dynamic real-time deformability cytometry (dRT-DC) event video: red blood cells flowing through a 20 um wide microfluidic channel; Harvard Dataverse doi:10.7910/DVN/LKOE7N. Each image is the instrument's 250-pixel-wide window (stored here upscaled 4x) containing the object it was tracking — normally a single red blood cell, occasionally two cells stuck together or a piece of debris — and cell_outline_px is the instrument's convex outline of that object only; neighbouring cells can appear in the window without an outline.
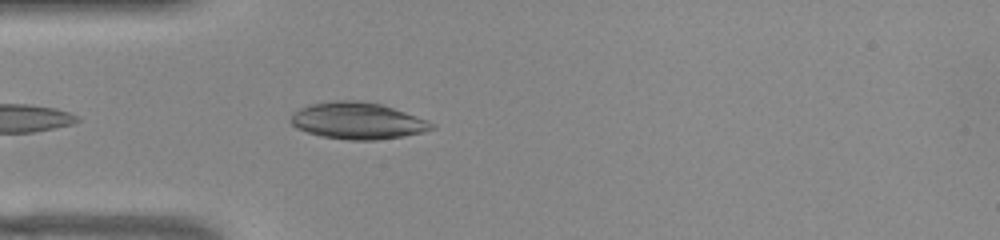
{"species": "common noctule bat (a hibernating species)", "species_latin": "Nyctalus noctula", "temperature_condition": "warm", "stored_images_in_passage": 15, "camera_frame_rate_fps": 3000, "um_per_image_px": 0.085, "animal": {"sex": "female", "body_mass_g": 22.0, "forearm_length_mm": 56.7}, "frame": {"image": 1, "passage_image": 3, "time_ms": 0.667, "image_size_px": [1000, 240], "cell_outline_px": [[436, 128], [424, 132], [404, 136], [376, 140], [348, 140], [320, 136], [296, 128], [288, 120], [292, 112], [300, 108], [312, 104], [336, 100], [360, 100], [380, 104], [428, 120], [436, 124]], "centroid_in_image_um": [30.39, 10.27], "position_along_channel_um": 54.6, "area_um2": 30.29}}